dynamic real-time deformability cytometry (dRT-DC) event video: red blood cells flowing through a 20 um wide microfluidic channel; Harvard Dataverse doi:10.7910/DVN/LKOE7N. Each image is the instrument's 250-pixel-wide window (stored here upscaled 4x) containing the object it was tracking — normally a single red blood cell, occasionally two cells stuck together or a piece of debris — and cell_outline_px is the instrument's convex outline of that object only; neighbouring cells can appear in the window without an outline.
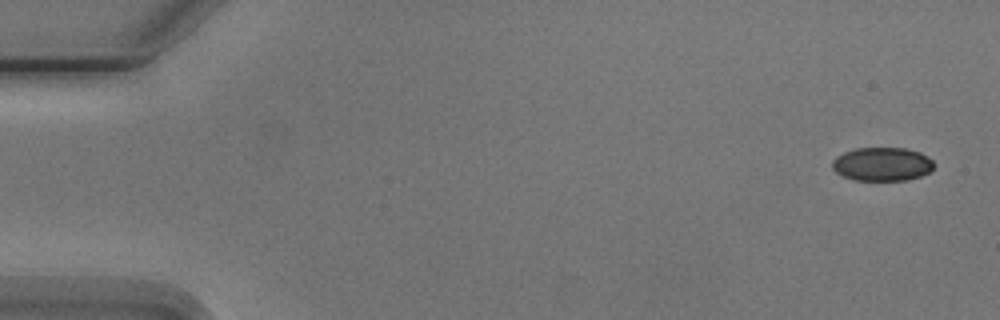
{"species": "Egyptian fruit bat (a non-hibernating species)", "species_latin": "Rousettus aegyptiacus", "temperature_condition": "cold", "stored_images_in_passage": 6, "camera_frame_rate_fps": 3000, "um_per_image_px": 0.085, "animal": {"sex": "male"}, "frame": {"image": 1, "passage_image": 1, "time_ms": 0.0, "image_size_px": [1000, 320], "cell_outline_px": [[932, 172], [908, 180], [852, 180], [836, 172], [832, 168], [832, 160], [836, 156], [844, 152], [856, 148], [904, 148], [920, 152], [928, 156], [932, 160]], "centroid_in_image_um": [74.98, 13.95], "position_along_channel_um": 10.0, "area_um2": 20.0}}
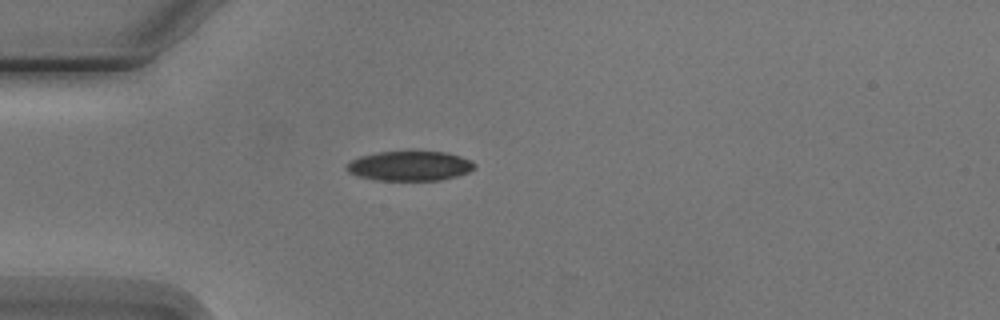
{"frame": {"image": 2, "passage_image": 4, "time_ms": 4.333, "image_size_px": [1000, 320], "cell_outline_px": [[476, 168], [468, 172], [456, 176], [440, 180], [376, 180], [356, 176], [348, 172], [344, 168], [344, 164], [360, 156], [376, 152], [412, 148], [444, 152], [460, 156], [472, 160], [476, 164]], "centroid_in_image_um": [34.8, 14.05], "position_along_channel_um": 50.2, "area_um2": 23.24}}